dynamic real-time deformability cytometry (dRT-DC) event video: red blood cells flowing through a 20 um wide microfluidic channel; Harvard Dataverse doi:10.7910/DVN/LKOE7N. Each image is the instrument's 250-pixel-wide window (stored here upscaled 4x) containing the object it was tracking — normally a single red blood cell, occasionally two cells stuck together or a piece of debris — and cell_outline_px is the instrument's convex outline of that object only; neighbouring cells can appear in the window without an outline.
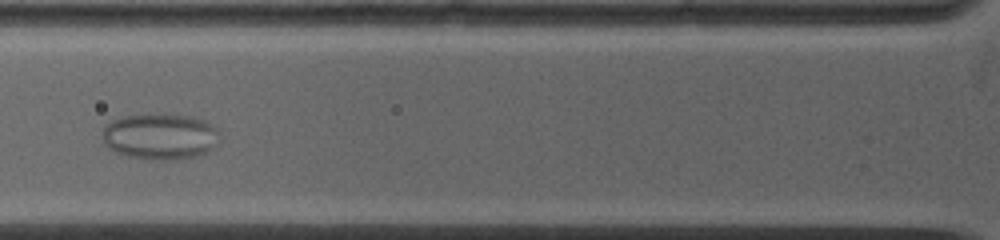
{"species": "common noctule bat (a hibernating species)", "species_latin": "Nyctalus noctula", "temperature_condition": "warm", "stored_images_in_passage": 21, "camera_frame_rate_fps": 5000, "um_per_image_px": 0.085, "animal": {"sex": "female", "body_mass_g": 19.0, "forearm_length_mm": 53.3}, "frame": {"image": 1, "passage_image": 6, "time_ms": 4.0, "image_size_px": [1000, 240], "cell_outline_px": [[220, 132], [216, 144], [212, 148], [196, 156], [176, 160], [164, 160], [128, 156], [116, 152], [108, 148], [104, 144], [100, 136], [100, 132], [112, 120], [124, 116], [164, 112], [192, 116], [204, 120], [216, 128]], "centroid_in_image_um": [13.58, 11.57], "position_along_channel_um": 112.2, "area_um2": 31.96}}
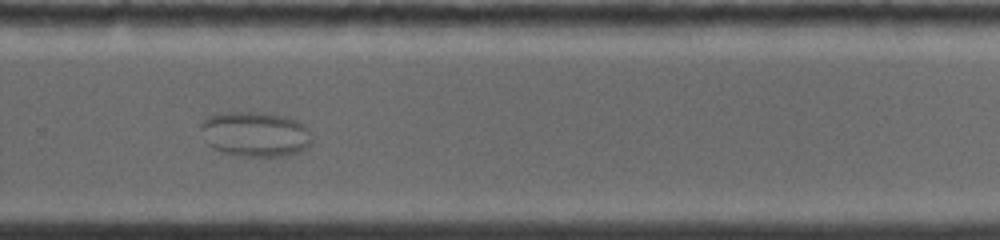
{"frame": {"image": 2, "passage_image": 13, "time_ms": 9.4, "image_size_px": [1000, 240], "cell_outline_px": [[312, 140], [300, 152], [280, 156], [236, 156], [212, 148], [208, 144], [200, 128], [200, 124], [204, 120], [212, 116], [224, 112], [256, 112], [280, 116], [296, 120], [304, 124], [308, 128]], "centroid_in_image_um": [21.69, 11.41], "position_along_channel_um": 308.1, "area_um2": 28.84}}
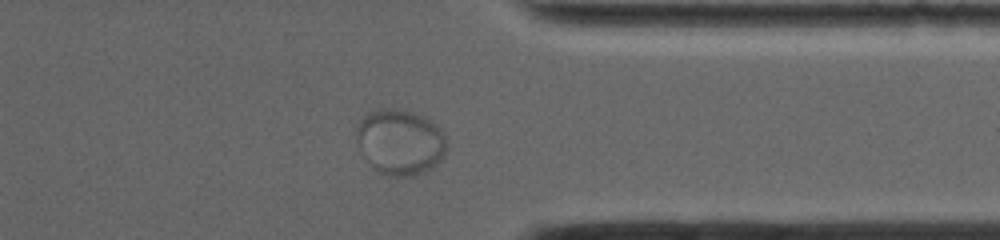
{"frame": {"image": 3, "passage_image": 16, "time_ms": 11.4, "image_size_px": [1000, 240], "cell_outline_px": [[448, 148], [444, 156], [432, 168], [416, 176], [388, 176], [376, 172], [372, 168], [356, 140], [356, 128], [360, 120], [368, 112], [380, 108], [400, 108], [412, 112], [436, 124], [444, 132]], "centroid_in_image_um": [34.02, 12.08], "position_along_channel_um": 377.4, "area_um2": 34.85}}